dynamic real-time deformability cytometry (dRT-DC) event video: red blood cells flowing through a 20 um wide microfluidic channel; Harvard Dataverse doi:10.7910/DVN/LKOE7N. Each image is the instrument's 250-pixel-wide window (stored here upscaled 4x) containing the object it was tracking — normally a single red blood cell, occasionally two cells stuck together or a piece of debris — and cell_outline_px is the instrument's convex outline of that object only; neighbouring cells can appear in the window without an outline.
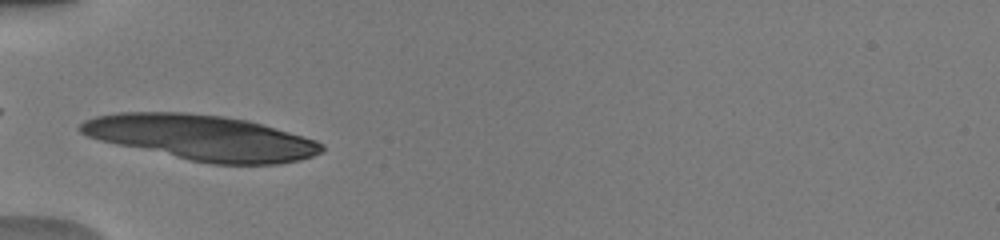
{"species": "human", "species_latin": "Homo sapiens", "temperature_condition": "warm", "stored_images_in_passage": 33, "camera_frame_rate_fps": 3000, "um_per_image_px": 0.085, "donor": {"sex": "male"}, "frame": {"image": 1, "passage_image": 1, "time_ms": 0.0, "image_size_px": [1000, 240], "cell_outline_px": [[324, 148], [320, 152], [312, 156], [300, 160], [276, 164], [212, 164], [192, 160], [116, 144], [100, 140], [88, 136], [80, 132], [76, 128], [84, 120], [96, 116], [120, 112], [184, 112], [220, 116], [248, 120], [316, 140], [324, 144]], "centroid_in_image_um": [17.12, 11.69], "position_along_channel_um": 67.9, "area_um2": 63.06}}